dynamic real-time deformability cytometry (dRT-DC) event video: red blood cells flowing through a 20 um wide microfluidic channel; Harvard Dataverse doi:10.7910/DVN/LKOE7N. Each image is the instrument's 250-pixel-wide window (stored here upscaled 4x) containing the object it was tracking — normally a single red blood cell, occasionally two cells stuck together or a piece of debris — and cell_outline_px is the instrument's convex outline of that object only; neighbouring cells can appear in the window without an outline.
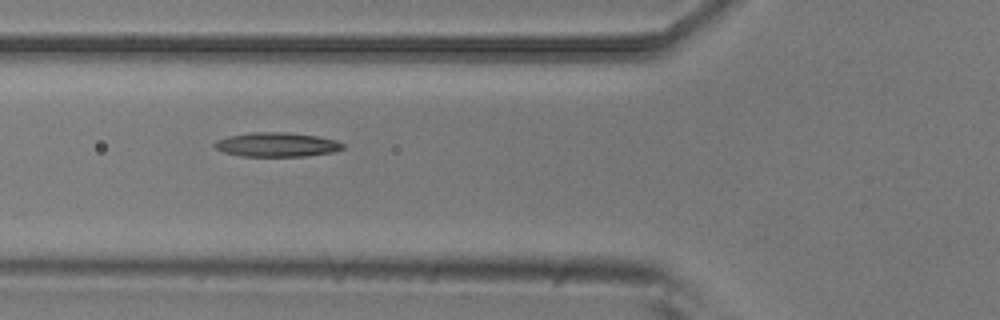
{"species": "common noctule bat (a hibernating species)", "species_latin": "Nyctalus noctula", "temperature_condition": "room temperature", "stored_images_in_passage": 8, "camera_frame_rate_fps": 3000, "um_per_image_px": 0.085, "animal": {"sex": "male", "body_mass_g": 20.5, "forearm_length_mm": 52.5}, "frame": {"image": 1, "passage_image": 6, "time_ms": 1.667, "image_size_px": [1000, 320], "cell_outline_px": [[344, 148], [332, 152], [308, 156], [240, 156], [224, 152], [216, 148], [212, 144], [216, 140], [228, 136], [252, 132], [288, 132], [316, 136], [336, 140], [344, 144]], "centroid_in_image_um": [23.51, 12.29], "position_along_channel_um": 102.3, "area_um2": 18.15}}
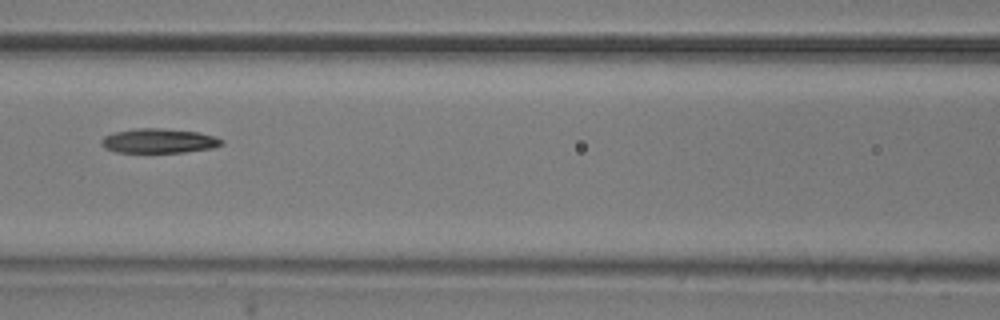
{"frame": {"image": 2, "passage_image": 7, "time_ms": 2.0, "image_size_px": [1000, 320], "cell_outline_px": [[224, 144], [212, 148], [184, 152], [116, 152], [104, 148], [100, 144], [100, 140], [104, 136], [112, 132], [136, 128], [160, 128], [200, 132], [216, 136], [224, 140]], "centroid_in_image_um": [13.5, 11.96], "position_along_channel_um": 153.1, "area_um2": 17.4}}
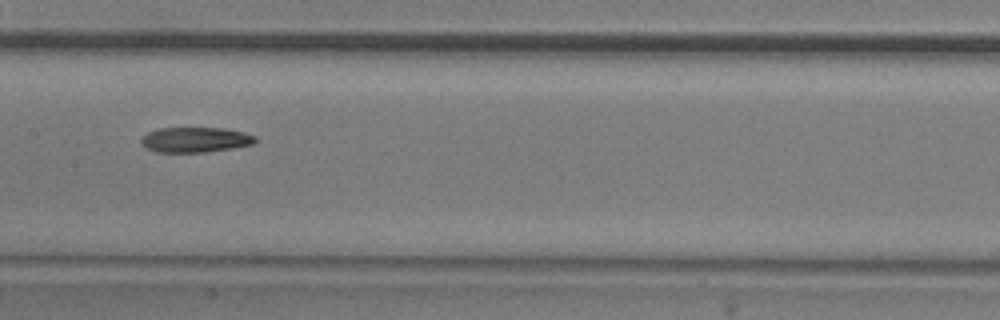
{"frame": {"image": 3, "passage_image": 8, "time_ms": 2.333, "image_size_px": [1000, 320], "cell_outline_px": [[256, 140], [252, 144], [232, 148], [204, 152], [156, 152], [144, 148], [140, 144], [140, 140], [148, 132], [156, 128], [224, 128], [256, 136]], "centroid_in_image_um": [16.53, 11.88], "position_along_channel_um": 190.9, "area_um2": 16.7}}